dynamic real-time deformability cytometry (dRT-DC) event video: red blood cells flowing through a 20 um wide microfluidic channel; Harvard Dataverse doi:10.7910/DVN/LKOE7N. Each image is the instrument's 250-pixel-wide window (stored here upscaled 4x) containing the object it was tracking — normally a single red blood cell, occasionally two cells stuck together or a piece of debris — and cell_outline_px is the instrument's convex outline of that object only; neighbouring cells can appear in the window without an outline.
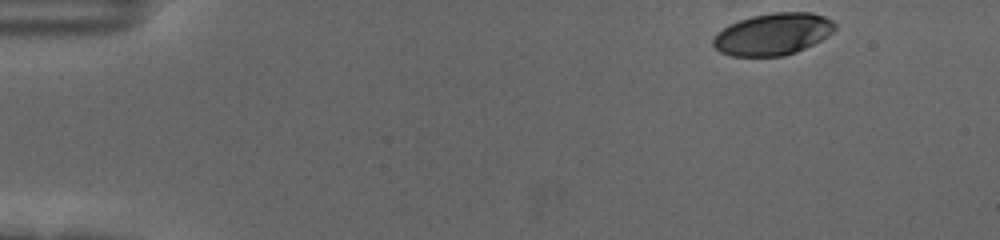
{"species": "human", "species_latin": "Homo sapiens", "temperature_condition": "cold", "stored_images_in_passage": 52, "camera_frame_rate_fps": 3000, "um_per_image_px": 0.085, "donor": {"sex": "female"}, "frame": {"image": 1, "passage_image": 1, "time_ms": 0.0, "image_size_px": [1000, 240], "cell_outline_px": [[836, 28], [828, 36], [796, 52], [784, 56], [732, 56], [720, 52], [712, 44], [712, 40], [728, 24], [752, 16], [772, 12], [812, 12], [824, 16], [832, 20], [836, 24]], "centroid_in_image_um": [65.72, 2.89], "position_along_channel_um": 19.3, "area_um2": 29.65}}
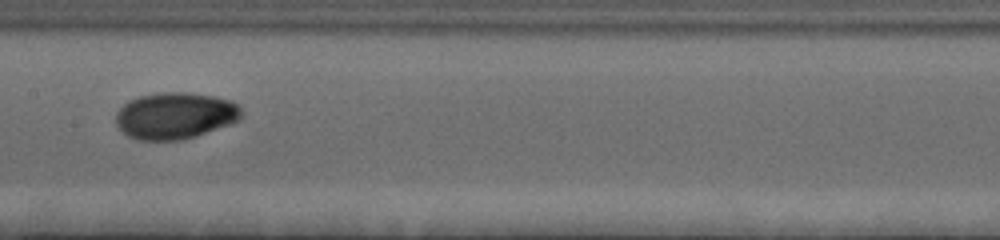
{"frame": {"image": 2, "passage_image": 25, "time_ms": 8.0, "image_size_px": [1000, 240], "cell_outline_px": [[244, 112], [232, 124], [196, 136], [180, 140], [136, 140], [128, 136], [116, 124], [116, 112], [128, 100], [140, 96], [160, 92], [188, 92], [216, 96], [232, 100]], "centroid_in_image_um": [14.9, 9.82], "position_along_channel_um": 192.5, "area_um2": 34.33}}
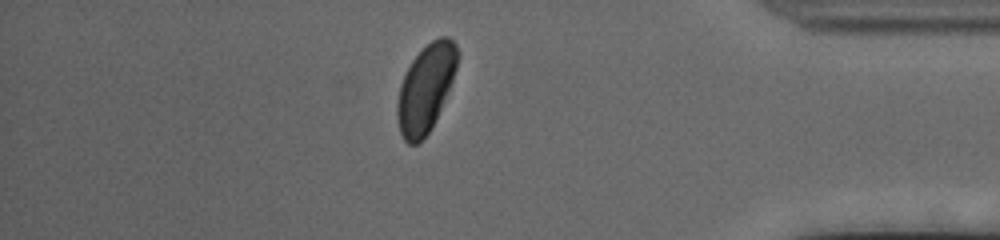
{"frame": {"image": 3, "passage_image": 45, "time_ms": 14.667, "image_size_px": [1000, 240], "cell_outline_px": [[456, 68], [452, 80], [432, 128], [416, 144], [408, 144], [404, 140], [400, 132], [396, 116], [396, 104], [400, 84], [412, 60], [432, 40], [440, 36], [448, 36], [456, 44]], "centroid_in_image_um": [36.15, 7.53], "position_along_channel_um": 399.0, "area_um2": 30.06}, "authors_computed_cell_mechanics": {"area_um2": 31.0386, "velocity_mm_per_s": 3.5361, "shape_relaxation_time_tau1_ms": 3.8927, "shape_relaxation_time_tau2_ms": null, "deformation_change_tau1": 0.1876, "deformation_change_tau2": null}}